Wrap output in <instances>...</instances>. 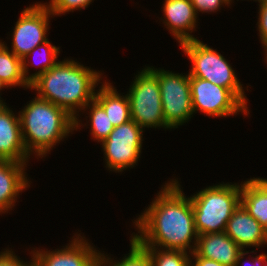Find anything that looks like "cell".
Listing matches in <instances>:
<instances>
[{
    "instance_id": "1",
    "label": "cell",
    "mask_w": 267,
    "mask_h": 266,
    "mask_svg": "<svg viewBox=\"0 0 267 266\" xmlns=\"http://www.w3.org/2000/svg\"><path fill=\"white\" fill-rule=\"evenodd\" d=\"M163 186L149 207L134 220L139 235L134 233L132 237L143 247L189 250L192 254L198 238L192 202L177 179Z\"/></svg>"
},
{
    "instance_id": "2",
    "label": "cell",
    "mask_w": 267,
    "mask_h": 266,
    "mask_svg": "<svg viewBox=\"0 0 267 266\" xmlns=\"http://www.w3.org/2000/svg\"><path fill=\"white\" fill-rule=\"evenodd\" d=\"M100 73L67 58L38 76L30 89L37 91L39 98L65 109L74 117L77 131L82 126L78 113L94 99L95 88L102 80Z\"/></svg>"
},
{
    "instance_id": "3",
    "label": "cell",
    "mask_w": 267,
    "mask_h": 266,
    "mask_svg": "<svg viewBox=\"0 0 267 266\" xmlns=\"http://www.w3.org/2000/svg\"><path fill=\"white\" fill-rule=\"evenodd\" d=\"M19 118L24 146L30 155L34 153L36 157L46 156L75 130L74 117L37 95L19 112Z\"/></svg>"
},
{
    "instance_id": "4",
    "label": "cell",
    "mask_w": 267,
    "mask_h": 266,
    "mask_svg": "<svg viewBox=\"0 0 267 266\" xmlns=\"http://www.w3.org/2000/svg\"><path fill=\"white\" fill-rule=\"evenodd\" d=\"M189 198L198 235L222 233L241 204V184L222 183L209 186Z\"/></svg>"
},
{
    "instance_id": "5",
    "label": "cell",
    "mask_w": 267,
    "mask_h": 266,
    "mask_svg": "<svg viewBox=\"0 0 267 266\" xmlns=\"http://www.w3.org/2000/svg\"><path fill=\"white\" fill-rule=\"evenodd\" d=\"M191 60L190 77L208 80L229 89L246 107V95L228 60L201 40L185 41L179 45Z\"/></svg>"
},
{
    "instance_id": "6",
    "label": "cell",
    "mask_w": 267,
    "mask_h": 266,
    "mask_svg": "<svg viewBox=\"0 0 267 266\" xmlns=\"http://www.w3.org/2000/svg\"><path fill=\"white\" fill-rule=\"evenodd\" d=\"M138 73L127 92L131 120L143 130L146 127L170 129L164 120L157 75L149 67Z\"/></svg>"
},
{
    "instance_id": "7",
    "label": "cell",
    "mask_w": 267,
    "mask_h": 266,
    "mask_svg": "<svg viewBox=\"0 0 267 266\" xmlns=\"http://www.w3.org/2000/svg\"><path fill=\"white\" fill-rule=\"evenodd\" d=\"M158 78L165 124L178 128L194 114L191 98L190 74L183 75L149 67Z\"/></svg>"
},
{
    "instance_id": "8",
    "label": "cell",
    "mask_w": 267,
    "mask_h": 266,
    "mask_svg": "<svg viewBox=\"0 0 267 266\" xmlns=\"http://www.w3.org/2000/svg\"><path fill=\"white\" fill-rule=\"evenodd\" d=\"M143 132L134 120L114 127L101 143L108 170L119 173L137 165L142 150Z\"/></svg>"
},
{
    "instance_id": "9",
    "label": "cell",
    "mask_w": 267,
    "mask_h": 266,
    "mask_svg": "<svg viewBox=\"0 0 267 266\" xmlns=\"http://www.w3.org/2000/svg\"><path fill=\"white\" fill-rule=\"evenodd\" d=\"M190 86L194 113L199 110L216 118L236 115L238 112L249 114L248 107L227 88L197 77H190Z\"/></svg>"
},
{
    "instance_id": "10",
    "label": "cell",
    "mask_w": 267,
    "mask_h": 266,
    "mask_svg": "<svg viewBox=\"0 0 267 266\" xmlns=\"http://www.w3.org/2000/svg\"><path fill=\"white\" fill-rule=\"evenodd\" d=\"M52 16L53 14L45 3L38 2L25 8L13 29L12 50L10 51L23 59L36 46L47 41L49 18Z\"/></svg>"
},
{
    "instance_id": "11",
    "label": "cell",
    "mask_w": 267,
    "mask_h": 266,
    "mask_svg": "<svg viewBox=\"0 0 267 266\" xmlns=\"http://www.w3.org/2000/svg\"><path fill=\"white\" fill-rule=\"evenodd\" d=\"M71 243L62 249L45 251L35 250L33 255V266H94L99 260L101 252L94 249L85 237L76 234Z\"/></svg>"
},
{
    "instance_id": "12",
    "label": "cell",
    "mask_w": 267,
    "mask_h": 266,
    "mask_svg": "<svg viewBox=\"0 0 267 266\" xmlns=\"http://www.w3.org/2000/svg\"><path fill=\"white\" fill-rule=\"evenodd\" d=\"M27 152L21 133L19 114L6 105L0 110V160L28 163Z\"/></svg>"
},
{
    "instance_id": "13",
    "label": "cell",
    "mask_w": 267,
    "mask_h": 266,
    "mask_svg": "<svg viewBox=\"0 0 267 266\" xmlns=\"http://www.w3.org/2000/svg\"><path fill=\"white\" fill-rule=\"evenodd\" d=\"M225 233L244 251L267 245V230L240 204L227 222Z\"/></svg>"
},
{
    "instance_id": "14",
    "label": "cell",
    "mask_w": 267,
    "mask_h": 266,
    "mask_svg": "<svg viewBox=\"0 0 267 266\" xmlns=\"http://www.w3.org/2000/svg\"><path fill=\"white\" fill-rule=\"evenodd\" d=\"M163 13L165 18L163 24L172 33L179 44L197 39L190 34L195 30L197 14L191 0H164Z\"/></svg>"
},
{
    "instance_id": "15",
    "label": "cell",
    "mask_w": 267,
    "mask_h": 266,
    "mask_svg": "<svg viewBox=\"0 0 267 266\" xmlns=\"http://www.w3.org/2000/svg\"><path fill=\"white\" fill-rule=\"evenodd\" d=\"M243 250L225 233L198 235L195 250L190 256L212 259L225 266H236Z\"/></svg>"
},
{
    "instance_id": "16",
    "label": "cell",
    "mask_w": 267,
    "mask_h": 266,
    "mask_svg": "<svg viewBox=\"0 0 267 266\" xmlns=\"http://www.w3.org/2000/svg\"><path fill=\"white\" fill-rule=\"evenodd\" d=\"M25 165L27 164L0 160V214L12 210L17 196L30 186Z\"/></svg>"
},
{
    "instance_id": "17",
    "label": "cell",
    "mask_w": 267,
    "mask_h": 266,
    "mask_svg": "<svg viewBox=\"0 0 267 266\" xmlns=\"http://www.w3.org/2000/svg\"><path fill=\"white\" fill-rule=\"evenodd\" d=\"M241 205L267 230V179L250 178L241 184Z\"/></svg>"
},
{
    "instance_id": "18",
    "label": "cell",
    "mask_w": 267,
    "mask_h": 266,
    "mask_svg": "<svg viewBox=\"0 0 267 266\" xmlns=\"http://www.w3.org/2000/svg\"><path fill=\"white\" fill-rule=\"evenodd\" d=\"M98 90H96L94 99L103 107L114 127L131 120L127 94L121 96L112 83H108L106 80Z\"/></svg>"
},
{
    "instance_id": "19",
    "label": "cell",
    "mask_w": 267,
    "mask_h": 266,
    "mask_svg": "<svg viewBox=\"0 0 267 266\" xmlns=\"http://www.w3.org/2000/svg\"><path fill=\"white\" fill-rule=\"evenodd\" d=\"M0 79L7 87L22 86L30 88L23 75L22 59L9 50L7 44L0 41Z\"/></svg>"
},
{
    "instance_id": "20",
    "label": "cell",
    "mask_w": 267,
    "mask_h": 266,
    "mask_svg": "<svg viewBox=\"0 0 267 266\" xmlns=\"http://www.w3.org/2000/svg\"><path fill=\"white\" fill-rule=\"evenodd\" d=\"M37 51L39 52V55H42V61L38 63V65L41 67L38 72H35L33 74H28V65H29V58L30 56H34L37 54ZM36 53V54H34ZM44 53V54H43ZM60 53V47H56L55 45H52L49 41V39L42 44H39L36 46L32 51H30L23 59H22V69H23V75L26 81L31 84L38 76L48 71L51 67H54L59 61H57L58 55ZM37 56V55H36Z\"/></svg>"
},
{
    "instance_id": "21",
    "label": "cell",
    "mask_w": 267,
    "mask_h": 266,
    "mask_svg": "<svg viewBox=\"0 0 267 266\" xmlns=\"http://www.w3.org/2000/svg\"><path fill=\"white\" fill-rule=\"evenodd\" d=\"M89 107L90 117V134L94 140L98 142H103L114 129V126L110 119L108 118L103 107L95 100H91L83 109L84 111Z\"/></svg>"
},
{
    "instance_id": "22",
    "label": "cell",
    "mask_w": 267,
    "mask_h": 266,
    "mask_svg": "<svg viewBox=\"0 0 267 266\" xmlns=\"http://www.w3.org/2000/svg\"><path fill=\"white\" fill-rule=\"evenodd\" d=\"M131 249L120 261L112 260L108 255L101 253L100 261L105 266H153L148 251L141 246L133 237L130 239Z\"/></svg>"
},
{
    "instance_id": "23",
    "label": "cell",
    "mask_w": 267,
    "mask_h": 266,
    "mask_svg": "<svg viewBox=\"0 0 267 266\" xmlns=\"http://www.w3.org/2000/svg\"><path fill=\"white\" fill-rule=\"evenodd\" d=\"M149 254L153 266H190V255L181 250H166L144 247Z\"/></svg>"
},
{
    "instance_id": "24",
    "label": "cell",
    "mask_w": 267,
    "mask_h": 266,
    "mask_svg": "<svg viewBox=\"0 0 267 266\" xmlns=\"http://www.w3.org/2000/svg\"><path fill=\"white\" fill-rule=\"evenodd\" d=\"M93 0H50L45 5L48 7L53 16L65 15L67 12L74 10L86 9Z\"/></svg>"
},
{
    "instance_id": "25",
    "label": "cell",
    "mask_w": 267,
    "mask_h": 266,
    "mask_svg": "<svg viewBox=\"0 0 267 266\" xmlns=\"http://www.w3.org/2000/svg\"><path fill=\"white\" fill-rule=\"evenodd\" d=\"M191 3L194 6L196 14H198L199 12H217L220 9L221 5L229 6L232 2L231 0H191Z\"/></svg>"
},
{
    "instance_id": "26",
    "label": "cell",
    "mask_w": 267,
    "mask_h": 266,
    "mask_svg": "<svg viewBox=\"0 0 267 266\" xmlns=\"http://www.w3.org/2000/svg\"><path fill=\"white\" fill-rule=\"evenodd\" d=\"M15 252L9 249H5V251L0 252V266H33V255L31 254V260L29 261V263H25V261L20 260V258H18L16 256V254H14ZM32 261V262H31Z\"/></svg>"
},
{
    "instance_id": "27",
    "label": "cell",
    "mask_w": 267,
    "mask_h": 266,
    "mask_svg": "<svg viewBox=\"0 0 267 266\" xmlns=\"http://www.w3.org/2000/svg\"><path fill=\"white\" fill-rule=\"evenodd\" d=\"M258 31L262 46L267 45V4L259 6Z\"/></svg>"
},
{
    "instance_id": "28",
    "label": "cell",
    "mask_w": 267,
    "mask_h": 266,
    "mask_svg": "<svg viewBox=\"0 0 267 266\" xmlns=\"http://www.w3.org/2000/svg\"><path fill=\"white\" fill-rule=\"evenodd\" d=\"M246 254H249V251H242L237 258V263L236 266H247L249 264H251V261H253V265L254 266H267V254H260V255H256L254 257H252L253 259H251L250 262H247L249 264H246V262L243 260L244 256ZM243 260V261H242ZM242 262V263H241ZM266 264V265H265ZM252 265V264H251Z\"/></svg>"
},
{
    "instance_id": "29",
    "label": "cell",
    "mask_w": 267,
    "mask_h": 266,
    "mask_svg": "<svg viewBox=\"0 0 267 266\" xmlns=\"http://www.w3.org/2000/svg\"><path fill=\"white\" fill-rule=\"evenodd\" d=\"M192 257L194 261L192 262L191 257H190V266H225L212 259H207V258H203L200 256H192Z\"/></svg>"
},
{
    "instance_id": "30",
    "label": "cell",
    "mask_w": 267,
    "mask_h": 266,
    "mask_svg": "<svg viewBox=\"0 0 267 266\" xmlns=\"http://www.w3.org/2000/svg\"><path fill=\"white\" fill-rule=\"evenodd\" d=\"M5 87V89L6 88H8L7 86H6V84L0 79V91L3 89ZM2 98H1V96H0V100H1Z\"/></svg>"
},
{
    "instance_id": "31",
    "label": "cell",
    "mask_w": 267,
    "mask_h": 266,
    "mask_svg": "<svg viewBox=\"0 0 267 266\" xmlns=\"http://www.w3.org/2000/svg\"><path fill=\"white\" fill-rule=\"evenodd\" d=\"M253 1H255V2L258 1L259 6L267 4V0H253Z\"/></svg>"
},
{
    "instance_id": "32",
    "label": "cell",
    "mask_w": 267,
    "mask_h": 266,
    "mask_svg": "<svg viewBox=\"0 0 267 266\" xmlns=\"http://www.w3.org/2000/svg\"><path fill=\"white\" fill-rule=\"evenodd\" d=\"M4 106H6V103L3 102L2 100H0V110H1Z\"/></svg>"
},
{
    "instance_id": "33",
    "label": "cell",
    "mask_w": 267,
    "mask_h": 266,
    "mask_svg": "<svg viewBox=\"0 0 267 266\" xmlns=\"http://www.w3.org/2000/svg\"><path fill=\"white\" fill-rule=\"evenodd\" d=\"M263 48L265 49V60H266V63H267V45L263 46Z\"/></svg>"
},
{
    "instance_id": "34",
    "label": "cell",
    "mask_w": 267,
    "mask_h": 266,
    "mask_svg": "<svg viewBox=\"0 0 267 266\" xmlns=\"http://www.w3.org/2000/svg\"><path fill=\"white\" fill-rule=\"evenodd\" d=\"M94 266H105L100 260Z\"/></svg>"
}]
</instances>
